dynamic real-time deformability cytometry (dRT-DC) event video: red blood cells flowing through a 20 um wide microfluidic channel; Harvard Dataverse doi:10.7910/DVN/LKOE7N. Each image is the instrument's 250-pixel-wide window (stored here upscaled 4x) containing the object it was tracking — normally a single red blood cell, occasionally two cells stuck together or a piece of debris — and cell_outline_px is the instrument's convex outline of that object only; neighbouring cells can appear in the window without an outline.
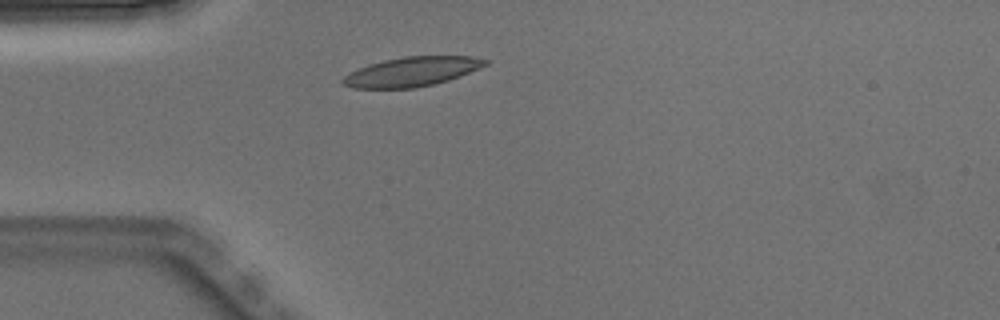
{"species": "Egyptian fruit bat (a non-hibernating species)", "species_latin": "Rousettus aegyptiacus", "temperature_condition": "warm", "stored_images_in_passage": 1, "camera_frame_rate_fps": 3000, "um_per_image_px": 0.085, "animal": {"sex": "male"}, "frame": {"image": 1, "passage_image": 1, "time_ms": 0.0, "image_size_px": [1000, 320], "cell_outline_px": [[488, 64], [460, 76], [448, 80], [432, 84], [412, 88], [352, 88], [344, 84], [340, 80], [348, 72], [368, 64], [384, 60], [404, 56], [472, 56], [488, 60]], "centroid_in_image_um": [34.97, 6.08], "position_along_channel_um": 50.0, "area_um2": 24.33}}